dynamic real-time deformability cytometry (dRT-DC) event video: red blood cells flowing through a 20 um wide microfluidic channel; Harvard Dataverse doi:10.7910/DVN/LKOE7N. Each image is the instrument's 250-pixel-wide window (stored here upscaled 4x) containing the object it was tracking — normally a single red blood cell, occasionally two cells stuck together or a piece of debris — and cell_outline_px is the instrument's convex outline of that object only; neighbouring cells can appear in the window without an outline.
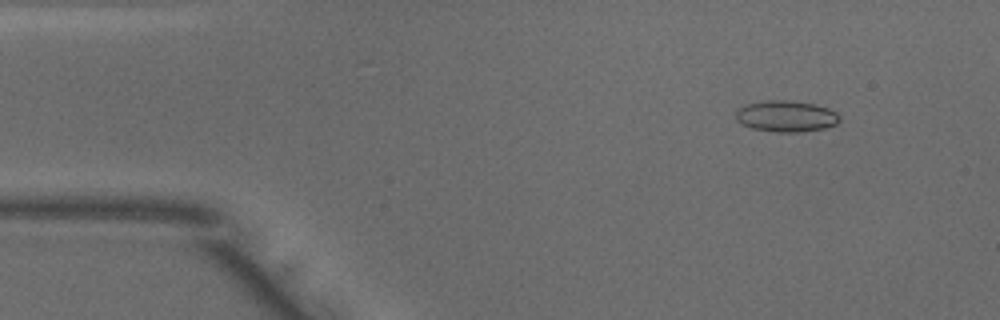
{"species": "common noctule bat (a hibernating species)", "species_latin": "Nyctalus noctula", "temperature_condition": "warm", "stored_images_in_passage": 49, "camera_frame_rate_fps": 3000, "um_per_image_px": 0.085, "animal": {"sex": "male", "body_mass_g": 18.8}, "frame": {"image": 1, "passage_image": 5, "time_ms": 1.333, "image_size_px": [1000, 320], "cell_outline_px": [[840, 120], [836, 124], [824, 128], [800, 132], [776, 132], [752, 128], [740, 124], [736, 120], [736, 112], [744, 104], [768, 100], [788, 100], [816, 104], [828, 108], [836, 112], [840, 116]], "centroid_in_image_um": [66.82, 9.87], "position_along_channel_um": 18.2, "area_um2": 19.02}}
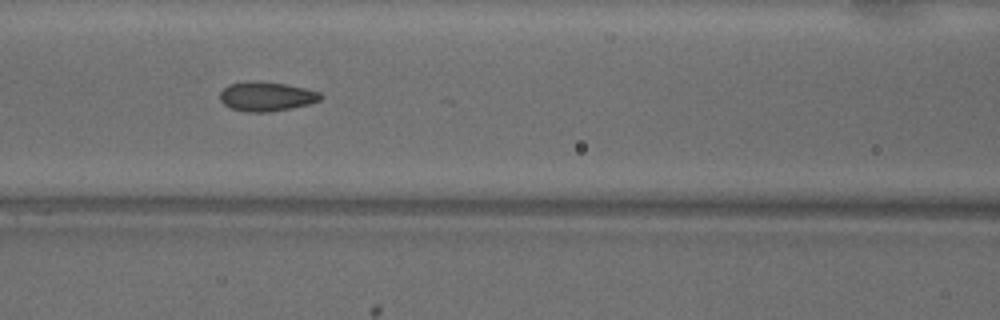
{"frame": {"image": 2, "passage_image": 20, "time_ms": 6.333, "image_size_px": [1000, 320], "cell_outline_px": [[324, 96], [320, 100], [308, 104], [268, 112], [248, 112], [228, 108], [220, 100], [220, 92], [228, 84], [244, 80], [248, 80], [284, 84], [304, 88], [320, 92]], "centroid_in_image_um": [22.6, 8.19], "position_along_channel_um": 144.0, "area_um2": 17.22}}
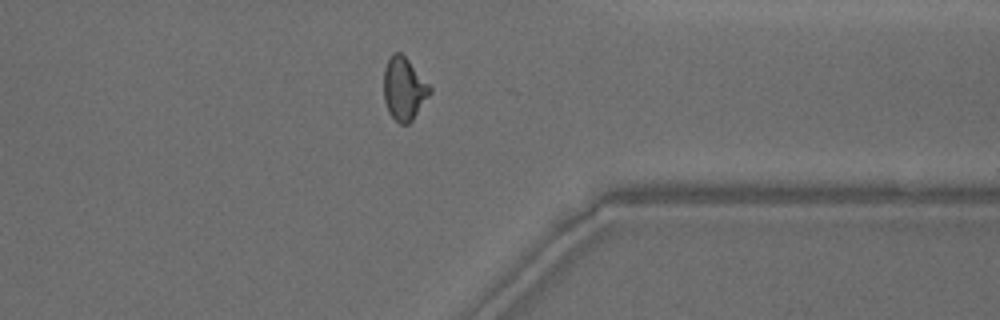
{"frame": {"image": 3, "passage_image": 38, "time_ms": 12.333, "image_size_px": [1000, 320], "cell_outline_px": [[432, 92], [412, 120], [408, 124], [400, 124], [388, 112], [384, 100], [384, 68], [392, 52], [400, 52], [408, 60], [432, 88]], "centroid_in_image_um": [34.33, 7.55], "position_along_channel_um": 377.1, "area_um2": 16.76}, "authors_computed_cell_mechanics": {"area_um2": 17.051, "velocity_mm_per_s": 4.0345, "shape_relaxation_time_tau1_ms": 3.876, "shape_relaxation_time_tau2_ms": 0.9909, "deformation_change_tau1": 0.1424, "deformation_change_tau2": 0.077}}